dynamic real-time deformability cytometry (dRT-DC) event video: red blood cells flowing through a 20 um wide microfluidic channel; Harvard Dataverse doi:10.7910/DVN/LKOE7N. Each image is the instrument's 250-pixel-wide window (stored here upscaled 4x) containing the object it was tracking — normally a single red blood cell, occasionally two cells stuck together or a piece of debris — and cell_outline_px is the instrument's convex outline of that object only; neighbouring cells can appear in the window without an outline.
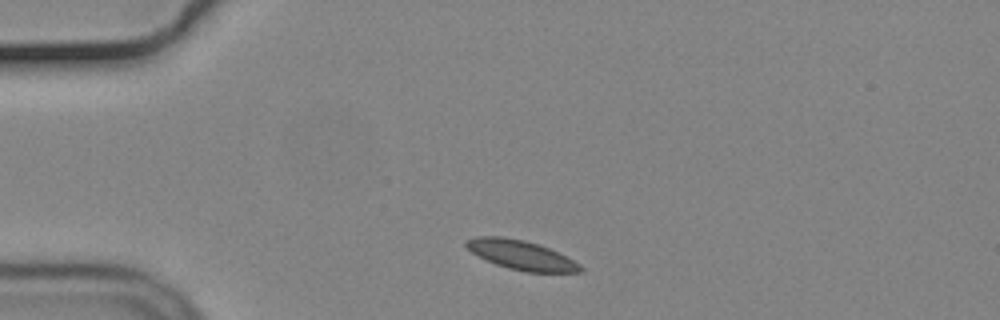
{"species": "common noctule bat (a hibernating species)", "species_latin": "Nyctalus noctula", "temperature_condition": "cold", "stored_images_in_passage": 37, "camera_frame_rate_fps": 3000, "um_per_image_px": 0.085, "animal": {"sex": "male", "body_mass_g": 19.2, "forearm_length_mm": 51.8}, "frame": {"image": 1, "passage_image": 1, "time_ms": 0.0, "image_size_px": [1000, 320], "cell_outline_px": [[584, 272], [524, 272], [508, 268], [496, 264], [472, 252], [464, 244], [464, 240], [476, 236], [500, 236], [524, 240], [540, 244], [580, 264], [584, 268]], "centroid_in_image_um": [44.29, 21.67], "position_along_channel_um": 40.7, "area_um2": 19.36}}
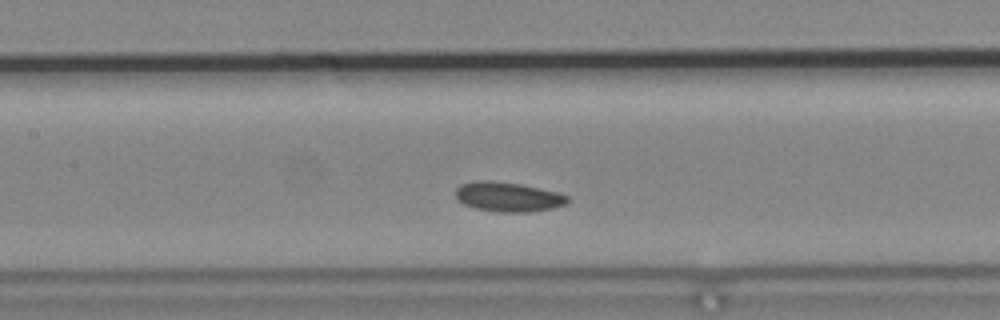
{"frame": {"image": 2, "passage_image": 14, "time_ms": 4.333, "image_size_px": [1000, 320], "cell_outline_px": [[568, 200], [564, 204], [552, 208], [528, 212], [496, 212], [476, 208], [464, 204], [456, 196], [456, 188], [460, 184], [476, 180], [492, 180], [520, 184], [556, 192], [568, 196]], "centroid_in_image_um": [43.14, 16.72], "position_along_channel_um": 164.3, "area_um2": 19.13}}
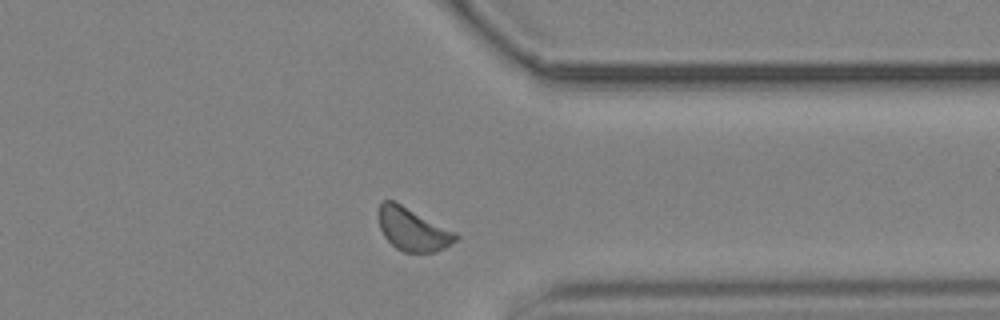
{"frame": {"image": 3, "passage_image": 32, "time_ms": 10.333, "image_size_px": [1000, 320], "cell_outline_px": [[460, 236], [456, 240], [444, 248], [436, 252], [404, 252], [396, 248], [384, 236], [380, 228], [380, 204], [384, 200], [392, 200], [456, 232]], "centroid_in_image_um": [35.11, 19.52], "position_along_channel_um": 376.3, "area_um2": 18.84}, "authors_computed_cell_mechanics": {"area_um2": 18.8428, "velocity_mm_per_s": 3.6131, "shape_relaxation_time_tau1_ms": null, "shape_relaxation_time_tau2_ms": 4.3481, "deformation_change_tau1": null, "deformation_change_tau2": 0.0799}}